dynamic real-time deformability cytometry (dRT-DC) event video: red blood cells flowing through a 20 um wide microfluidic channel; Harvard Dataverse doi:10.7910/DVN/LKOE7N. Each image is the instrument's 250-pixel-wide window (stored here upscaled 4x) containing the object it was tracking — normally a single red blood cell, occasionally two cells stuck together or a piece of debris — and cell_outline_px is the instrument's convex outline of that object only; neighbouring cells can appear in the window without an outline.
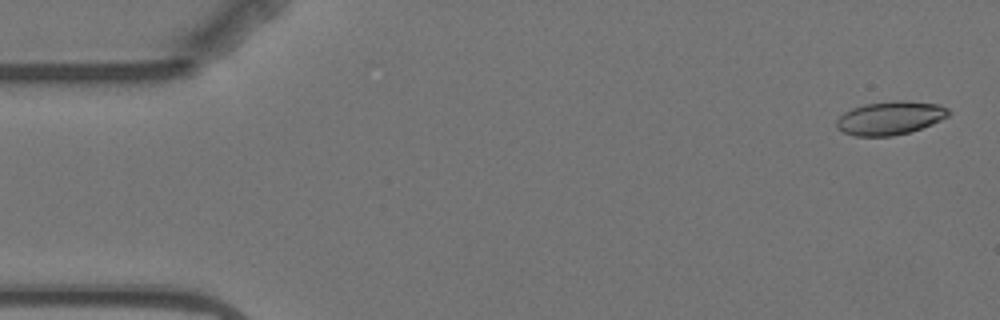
{"species": "Egyptian fruit bat (a non-hibernating species)", "species_latin": "Rousettus aegyptiacus", "temperature_condition": "warm", "stored_images_in_passage": 4, "camera_frame_rate_fps": 3000, "um_per_image_px": 0.085, "animal": {"sex": "female"}, "frame": {"image": 1, "passage_image": 1, "time_ms": 0.0, "image_size_px": [1000, 320], "cell_outline_px": [[952, 112], [948, 116], [932, 124], [908, 132], [892, 136], [856, 136], [844, 132], [836, 128], [836, 120], [844, 112], [852, 108], [864, 104], [896, 100], [908, 100], [940, 104], [948, 108]], "centroid_in_image_um": [75.68, 10.01], "position_along_channel_um": 9.3, "area_um2": 21.96}}
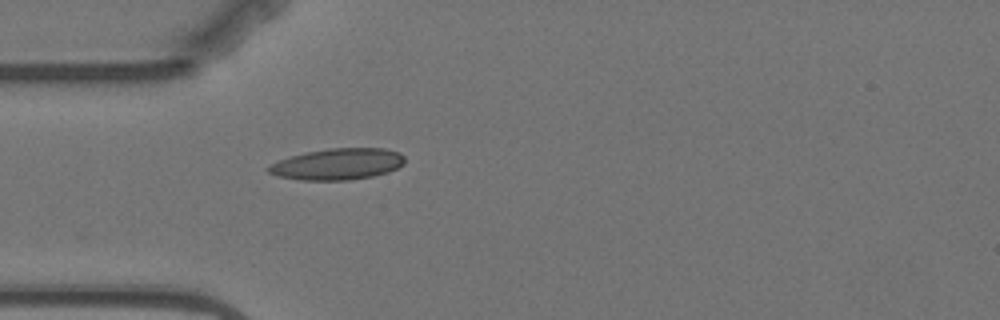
{"frame": {"image": 2, "passage_image": 4, "time_ms": 4.667, "image_size_px": [1000, 320], "cell_outline_px": [[404, 164], [388, 172], [372, 176], [348, 180], [300, 180], [280, 176], [268, 172], [264, 168], [280, 160], [292, 156], [308, 152], [328, 148], [384, 148], [400, 152], [404, 156]], "centroid_in_image_um": [28.72, 13.94], "position_along_channel_um": 56.3, "area_um2": 24.74}}